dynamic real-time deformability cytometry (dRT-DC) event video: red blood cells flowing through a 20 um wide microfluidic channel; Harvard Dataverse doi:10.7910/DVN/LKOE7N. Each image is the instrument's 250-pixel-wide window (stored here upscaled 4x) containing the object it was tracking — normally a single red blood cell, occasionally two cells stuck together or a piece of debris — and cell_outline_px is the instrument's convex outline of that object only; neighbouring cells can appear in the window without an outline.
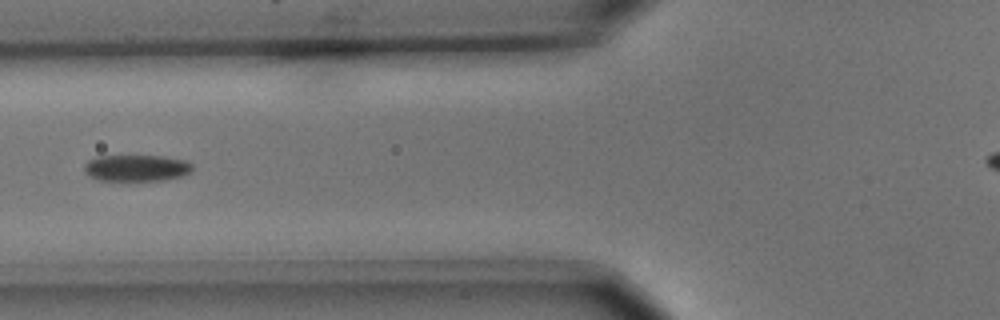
{"species": "common noctule bat (a hibernating species)", "species_latin": "Nyctalus noctula", "temperature_condition": "cold", "stored_images_in_passage": 6, "camera_frame_rate_fps": 3000, "um_per_image_px": 0.085, "animal": {"sex": "male", "body_mass_g": 15.6}, "frame": {"image": 1, "passage_image": 3, "time_ms": 0.667, "image_size_px": [1000, 320], "cell_outline_px": [[192, 172], [180, 176], [164, 180], [96, 180], [88, 176], [84, 172], [84, 164], [88, 160], [96, 156], [164, 156], [184, 160], [192, 164]], "centroid_in_image_um": [11.56, 14.28], "position_along_channel_um": 114.2, "area_um2": 16.76}}
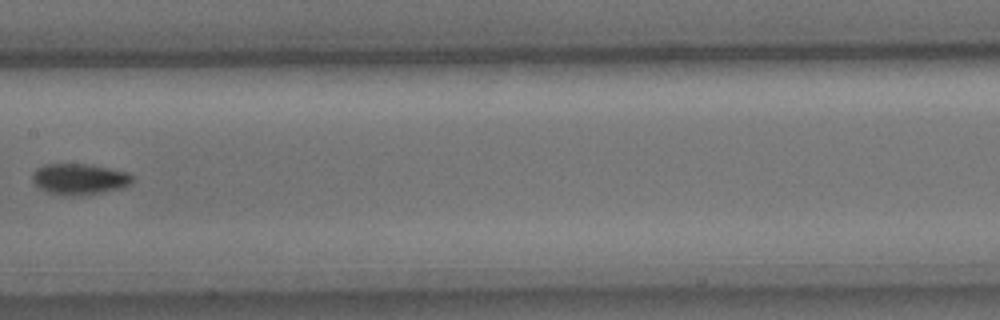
{"frame": {"image": 2, "passage_image": 5, "time_ms": 1.333, "image_size_px": [1000, 320], "cell_outline_px": [[132, 180], [128, 184], [120, 188], [80, 196], [64, 196], [48, 192], [40, 188], [32, 180], [32, 176], [36, 168], [48, 164], [88, 164], [128, 172], [132, 176]], "centroid_in_image_um": [6.72, 15.22], "position_along_channel_um": 200.7, "area_um2": 17.86}}
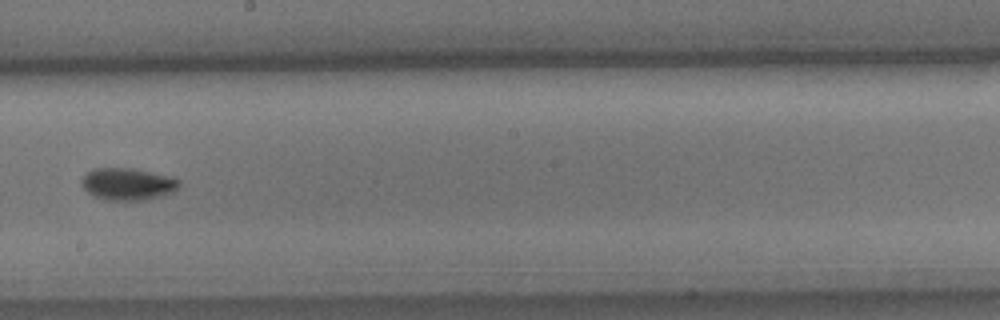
{"frame": {"image": 3, "passage_image": 6, "time_ms": 1.667, "image_size_px": [1000, 320], "cell_outline_px": [[180, 184], [172, 192], [164, 196], [148, 200], [104, 200], [92, 196], [80, 184], [80, 180], [92, 168], [132, 168], [168, 176], [180, 180]], "centroid_in_image_um": [10.82, 15.66], "position_along_channel_um": 237.4, "area_um2": 18.38}}